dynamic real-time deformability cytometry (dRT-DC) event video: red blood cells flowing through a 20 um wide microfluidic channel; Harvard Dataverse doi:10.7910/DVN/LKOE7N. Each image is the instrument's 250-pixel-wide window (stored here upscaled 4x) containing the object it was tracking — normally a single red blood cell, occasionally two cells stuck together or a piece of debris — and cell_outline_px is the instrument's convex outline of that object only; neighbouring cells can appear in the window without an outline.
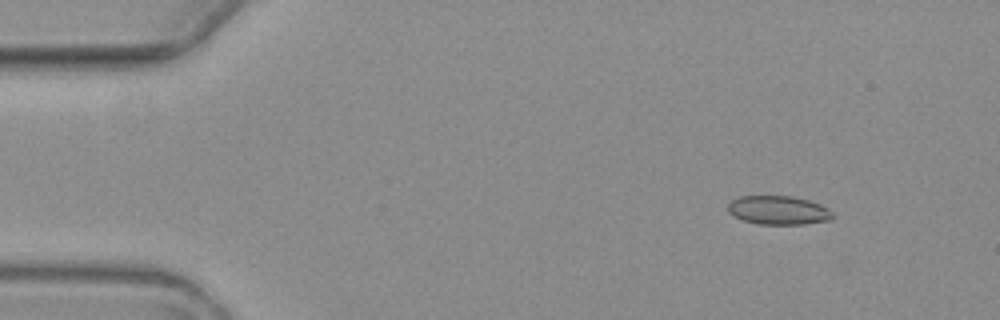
{"species": "common noctule bat (a hibernating species)", "species_latin": "Nyctalus noctula", "temperature_condition": "warm", "stored_images_in_passage": 6, "camera_frame_rate_fps": 3000, "um_per_image_px": 0.085, "animal": {"sex": "female", "body_mass_g": 19.3, "forearm_length_mm": 54.1}, "frame": {"image": 1, "passage_image": 2, "time_ms": 1.0, "image_size_px": [1000, 320], "cell_outline_px": [[836, 216], [832, 220], [804, 224], [760, 224], [744, 220], [728, 212], [728, 204], [732, 200], [740, 196], [792, 196], [808, 200], [820, 204], [828, 208]], "centroid_in_image_um": [66.22, 17.87], "position_along_channel_um": 18.8, "area_um2": 17.57}}
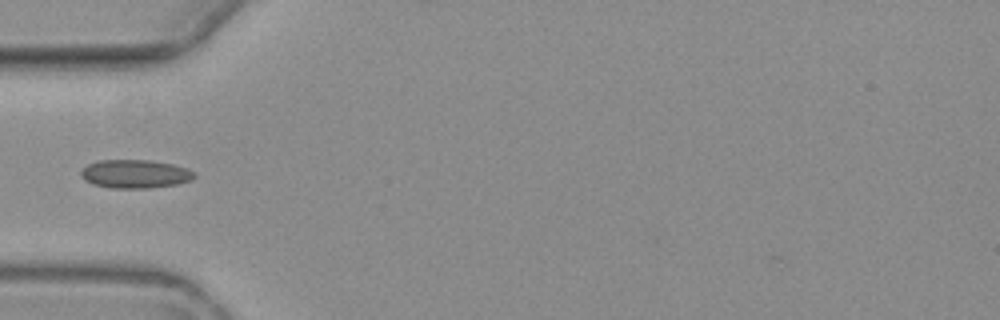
{"frame": {"image": 2, "passage_image": 5, "time_ms": 5.0, "image_size_px": [1000, 320], "cell_outline_px": [[196, 176], [192, 180], [176, 184], [148, 188], [112, 188], [92, 184], [84, 180], [80, 176], [80, 172], [88, 164], [96, 160], [148, 160], [172, 164], [188, 168], [196, 172]], "centroid_in_image_um": [11.49, 14.78], "position_along_channel_um": 73.5, "area_um2": 18.96}}
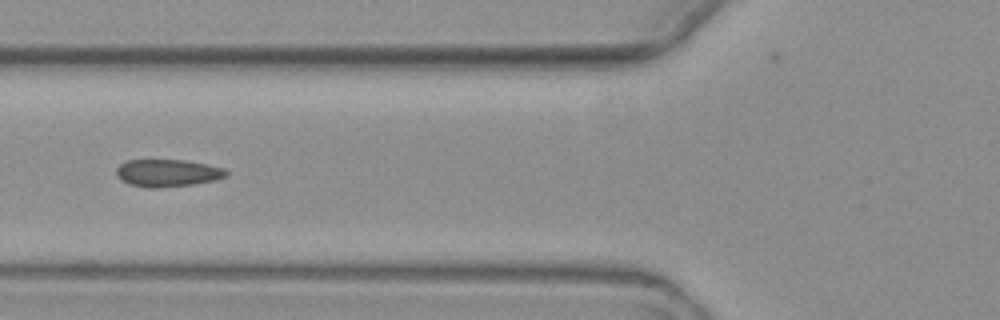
{"frame": {"image": 3, "passage_image": 6, "time_ms": 6.0, "image_size_px": [1000, 320], "cell_outline_px": [[228, 176], [216, 180], [196, 184], [156, 188], [148, 188], [128, 184], [116, 176], [116, 168], [124, 160], [184, 160], [208, 164], [224, 168], [228, 172]], "centroid_in_image_um": [14.25, 14.71], "position_along_channel_um": 111.6, "area_um2": 17.8}}